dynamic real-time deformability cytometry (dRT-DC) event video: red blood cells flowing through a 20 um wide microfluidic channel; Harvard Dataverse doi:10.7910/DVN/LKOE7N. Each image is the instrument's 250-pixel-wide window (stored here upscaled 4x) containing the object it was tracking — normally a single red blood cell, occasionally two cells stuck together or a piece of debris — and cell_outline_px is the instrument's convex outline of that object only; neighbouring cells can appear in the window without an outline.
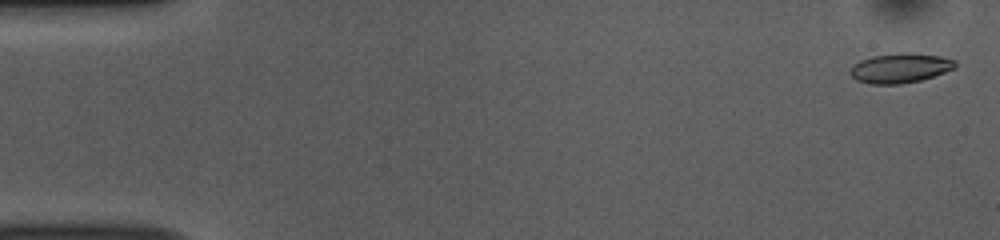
{"species": "common noctule bat (a hibernating species)", "species_latin": "Nyctalus noctula", "temperature_condition": "room temperature", "stored_images_in_passage": 54, "camera_frame_rate_fps": 3000, "um_per_image_px": 0.085, "animal": {"sex": "female", "body_mass_g": 10.0, "forearm_length_mm": 53.1}, "frame": {"image": 1, "passage_image": 2, "time_ms": 0.333, "image_size_px": [1000, 240], "cell_outline_px": [[956, 68], [920, 80], [900, 84], [872, 84], [856, 80], [848, 72], [852, 64], [860, 60], [872, 56], [900, 52], [908, 52], [940, 56], [956, 60]], "centroid_in_image_um": [76.48, 5.77], "position_along_channel_um": 8.5, "area_um2": 18.26}}
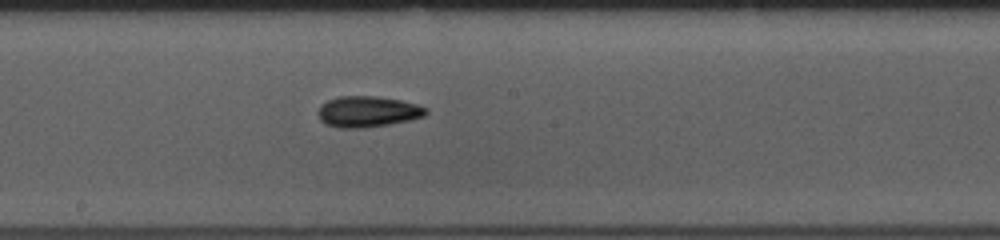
{"frame": {"image": 2, "passage_image": 29, "time_ms": 9.333, "image_size_px": [1000, 240], "cell_outline_px": [[428, 112], [424, 116], [408, 120], [388, 124], [364, 128], [340, 128], [324, 124], [320, 120], [316, 112], [320, 104], [328, 100], [340, 96], [376, 96], [400, 100], [416, 104], [428, 108]], "centroid_in_image_um": [31.2, 9.49], "position_along_channel_um": 217.0, "area_um2": 19.59}}
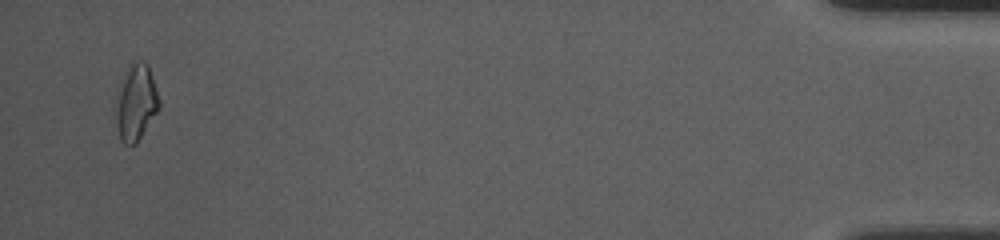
{"frame": {"image": 3, "passage_image": 52, "time_ms": 17.0, "image_size_px": [1000, 240], "cell_outline_px": [[160, 108], [136, 144], [124, 144], [120, 140], [116, 124], [116, 88], [128, 64], [132, 60], [144, 60], [148, 64], [160, 100]], "centroid_in_image_um": [11.54, 8.65], "position_along_channel_um": 423.7, "area_um2": 19.77}, "authors_computed_cell_mechanics": {"area_um2": 18.207, "velocity_mm_per_s": 3.7724, "shape_relaxation_time_tau1_ms": 3.4621, "shape_relaxation_time_tau2_ms": 3.5327, "deformation_change_tau1": 0.1245, "deformation_change_tau2": 0.1016}}